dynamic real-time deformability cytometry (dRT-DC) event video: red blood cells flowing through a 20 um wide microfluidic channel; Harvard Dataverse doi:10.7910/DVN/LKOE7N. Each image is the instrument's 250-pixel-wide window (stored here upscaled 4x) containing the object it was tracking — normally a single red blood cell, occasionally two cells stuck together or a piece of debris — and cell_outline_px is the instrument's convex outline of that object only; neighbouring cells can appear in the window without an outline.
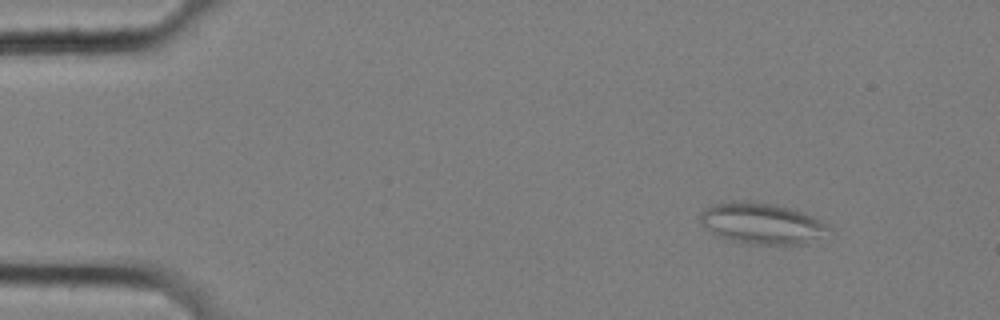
{"species": "common noctule bat (a hibernating species)", "species_latin": "Nyctalus noctula", "temperature_condition": "cold", "stored_images_in_passage": 52, "camera_frame_rate_fps": 3000, "um_per_image_px": 0.085, "animal": {"sex": "female", "body_mass_g": 25.1}, "frame": {"image": 1, "passage_image": 1, "time_ms": 0.0, "image_size_px": [1000, 320], "cell_outline_px": [[832, 240], [804, 244], [748, 244], [720, 236], [712, 232], [700, 220], [700, 212], [716, 204], [732, 200], [744, 200], [768, 204], [788, 208], [812, 216], [828, 224], [832, 228]], "centroid_in_image_um": [64.94, 19.03], "position_along_channel_um": 20.1, "area_um2": 31.1}}
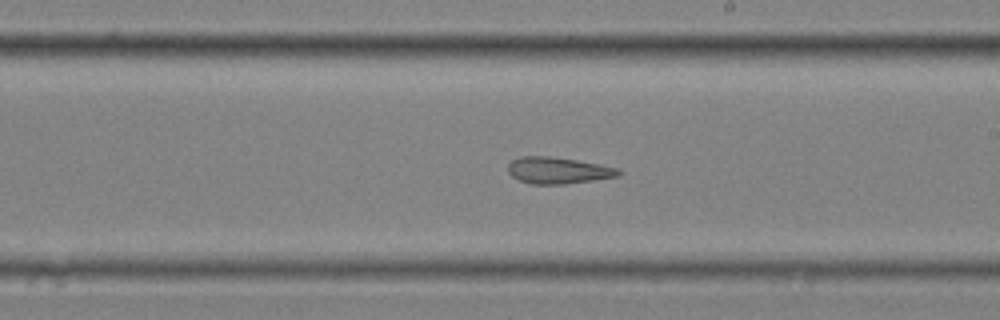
{"frame": {"image": 2, "passage_image": 28, "time_ms": 9.0, "image_size_px": [1000, 320], "cell_outline_px": [[624, 172], [620, 176], [564, 184], [532, 184], [520, 180], [512, 176], [508, 172], [508, 164], [512, 160], [520, 156], [548, 156], [576, 160], [600, 164], [620, 168]], "centroid_in_image_um": [47.47, 14.48], "position_along_channel_um": 241.5, "area_um2": 17.17}}
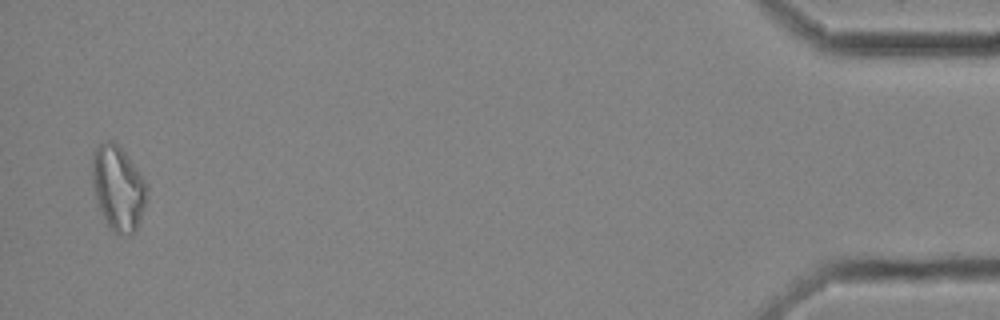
{"frame": {"image": 3, "passage_image": 51, "time_ms": 16.667, "image_size_px": [1000, 320], "cell_outline_px": [[148, 188], [140, 220], [136, 228], [128, 236], [120, 236], [112, 232], [100, 212], [96, 204], [92, 180], [92, 160], [96, 148], [100, 144], [108, 140], [112, 140], [124, 152], [148, 184]], "centroid_in_image_um": [10.02, 16.03], "position_along_channel_um": 425.2, "area_um2": 26.93}, "authors_computed_cell_mechanics": {"area_um2": 20.519, "velocity_mm_per_s": 3.4816, "shape_relaxation_time_tau1_ms": null, "shape_relaxation_time_tau2_ms": 7.0509, "deformation_change_tau1": null, "deformation_change_tau2": 0.1564}}